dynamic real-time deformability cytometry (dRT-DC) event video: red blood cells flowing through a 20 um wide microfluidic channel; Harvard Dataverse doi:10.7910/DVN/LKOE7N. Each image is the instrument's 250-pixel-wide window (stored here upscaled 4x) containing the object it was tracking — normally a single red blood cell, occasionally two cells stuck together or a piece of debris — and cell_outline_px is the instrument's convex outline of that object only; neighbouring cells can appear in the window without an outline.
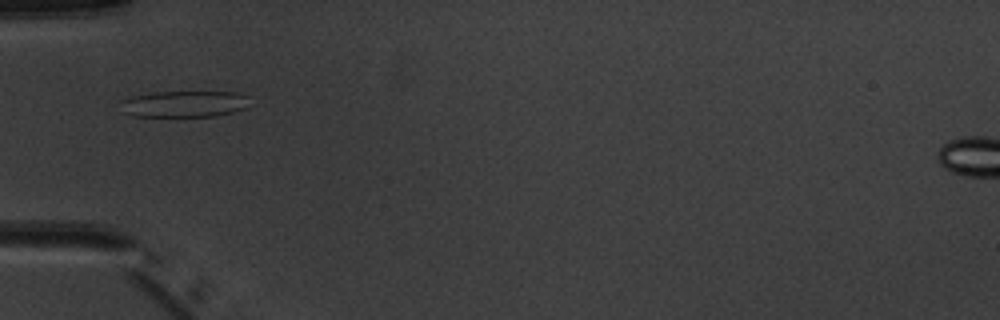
{"species": "common noctule bat (a hibernating species)", "species_latin": "Nyctalus noctula", "temperature_condition": "warm", "stored_images_in_passage": 5, "camera_frame_rate_fps": 3000, "um_per_image_px": 0.085, "animal": {"sex": "male", "body_mass_g": 20.1, "forearm_length_mm": 53.5}, "frame": {"image": 1, "passage_image": 5, "time_ms": 4.667, "image_size_px": [1000, 320], "cell_outline_px": [[248, 96], [244, 108], [232, 112], [212, 116], [132, 116], [124, 112], [120, 100], [132, 96], [152, 92], [236, 92]], "centroid_in_image_um": [15.61, 8.83], "position_along_channel_um": 69.4, "area_um2": 19.59}}